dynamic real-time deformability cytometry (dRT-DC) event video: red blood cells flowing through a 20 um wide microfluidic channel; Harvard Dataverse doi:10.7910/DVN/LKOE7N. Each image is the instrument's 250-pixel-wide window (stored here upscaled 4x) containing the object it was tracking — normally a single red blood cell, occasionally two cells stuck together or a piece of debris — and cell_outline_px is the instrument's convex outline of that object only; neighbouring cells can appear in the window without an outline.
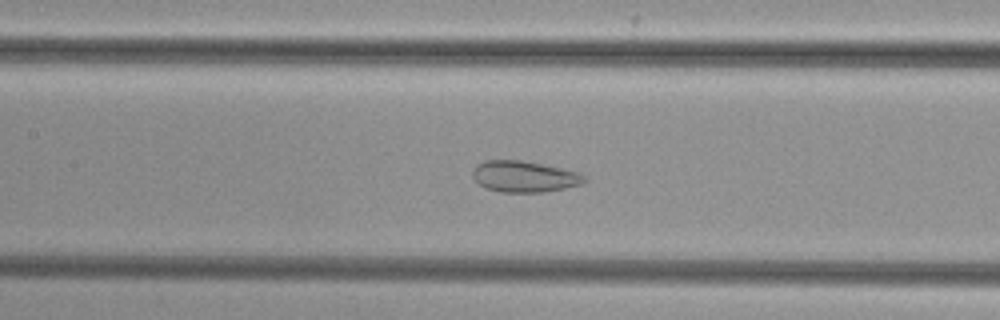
{"species": "common noctule bat (a hibernating species)", "species_latin": "Nyctalus noctula", "temperature_condition": "cold", "stored_images_in_passage": 41, "segment_of_instrument_passage": [1, 2], "camera_frame_rate_fps": 3000, "um_per_image_px": 0.085, "animal": {"sex": "female", "body_mass_g": 29.2, "forearm_length_mm": 56.3}, "frame": {"image": 1, "passage_image": 12, "time_ms": 3.667, "image_size_px": [1000, 320], "cell_outline_px": [[588, 180], [584, 184], [544, 192], [500, 192], [484, 188], [472, 176], [472, 172], [476, 164], [484, 160], [520, 160], [560, 168], [576, 172], [584, 176]], "centroid_in_image_um": [44.54, 15.01], "position_along_channel_um": 162.9, "area_um2": 20.29}}
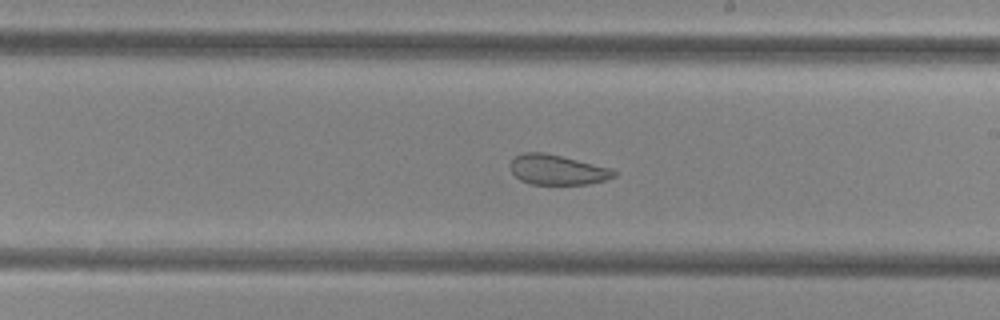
{"frame": {"image": 2, "passage_image": 18, "time_ms": 5.667, "image_size_px": [1000, 320], "cell_outline_px": [[616, 176], [604, 180], [588, 184], [532, 184], [520, 180], [512, 172], [508, 164], [516, 156], [524, 152], [544, 152], [608, 168], [616, 172]], "centroid_in_image_um": [47.31, 14.43], "position_along_channel_um": 241.7, "area_um2": 17.8}}
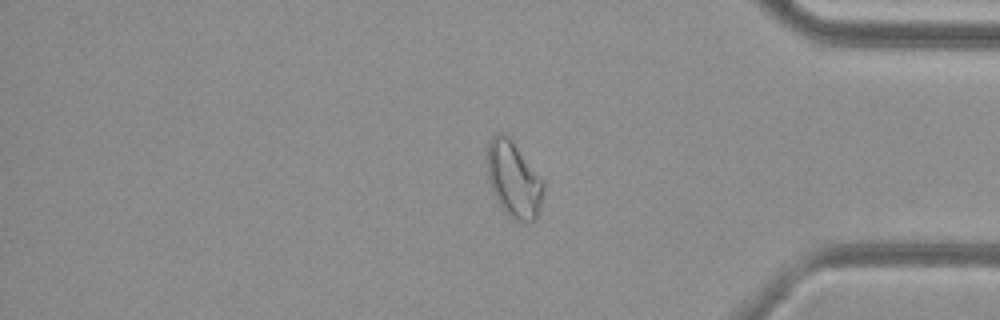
{"frame": {"image": 3, "passage_image": 31, "time_ms": 10.0, "image_size_px": [1000, 320], "cell_outline_px": [[544, 188], [540, 212], [536, 220], [512, 220], [500, 208], [492, 192], [488, 180], [488, 140], [496, 132], [504, 132], [508, 136], [544, 180]], "centroid_in_image_um": [43.67, 15.27], "position_along_channel_um": 391.5, "area_um2": 25.2}}